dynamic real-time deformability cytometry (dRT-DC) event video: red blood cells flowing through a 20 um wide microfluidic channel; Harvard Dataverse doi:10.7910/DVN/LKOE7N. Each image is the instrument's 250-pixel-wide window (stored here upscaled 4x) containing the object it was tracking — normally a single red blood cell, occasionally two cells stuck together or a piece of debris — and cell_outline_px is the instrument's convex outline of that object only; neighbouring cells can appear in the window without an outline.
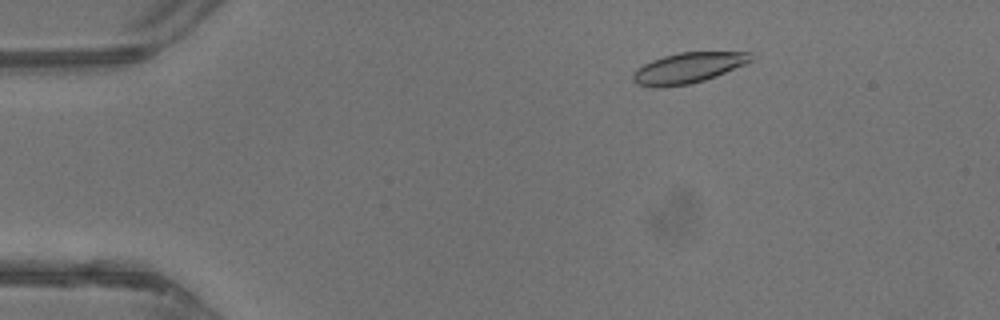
{"species": "common noctule bat (a hibernating species)", "species_latin": "Nyctalus noctula", "temperature_condition": "warm", "stored_images_in_passage": 37, "camera_frame_rate_fps": 3000, "um_per_image_px": 0.085, "animal": {"sex": "male", "body_mass_g": 13.3}, "frame": {"image": 1, "passage_image": 1, "time_ms": 0.0, "image_size_px": [1000, 320], "cell_outline_px": [[752, 60], [744, 64], [716, 76], [704, 80], [688, 84], [664, 88], [652, 88], [636, 84], [632, 80], [632, 72], [636, 68], [652, 60], [664, 56], [680, 52], [752, 52]], "centroid_in_image_um": [58.42, 5.79], "position_along_channel_um": 26.6, "area_um2": 21.1}}
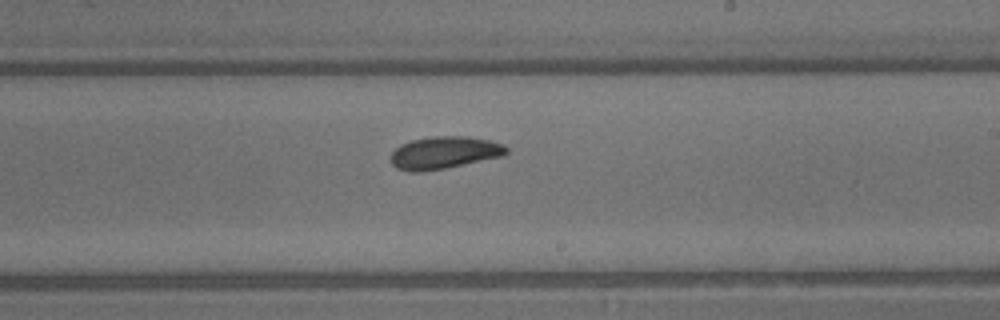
{"frame": {"image": 2, "passage_image": 20, "time_ms": 6.333, "image_size_px": [1000, 320], "cell_outline_px": [[508, 152], [504, 156], [424, 172], [408, 172], [396, 168], [392, 164], [392, 152], [400, 144], [412, 140], [432, 136], [468, 136], [488, 140], [504, 144], [508, 148]], "centroid_in_image_um": [37.77, 12.98], "position_along_channel_um": 251.2, "area_um2": 21.91}}
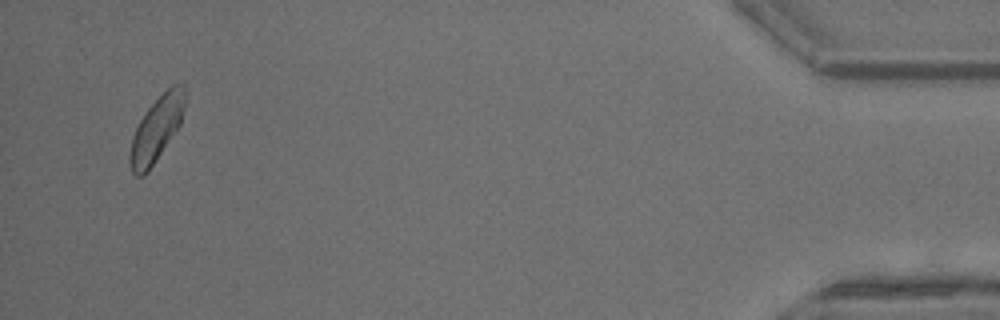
{"frame": {"image": 3, "passage_image": 36, "time_ms": 11.667, "image_size_px": [1000, 320], "cell_outline_px": [[188, 92], [180, 124], [148, 172], [144, 176], [136, 176], [132, 172], [128, 160], [128, 156], [132, 136], [140, 120], [148, 108], [172, 84], [184, 84]], "centroid_in_image_um": [13.31, 10.96], "position_along_channel_um": 421.9, "area_um2": 20.81}, "authors_computed_cell_mechanics": {"area_um2": 21.097, "velocity_mm_per_s": 4.7369, "shape_relaxation_time_tau1_ms": 2.7583, "shape_relaxation_time_tau2_ms": null, "deformation_change_tau1": 0.0865, "deformation_change_tau2": null}}